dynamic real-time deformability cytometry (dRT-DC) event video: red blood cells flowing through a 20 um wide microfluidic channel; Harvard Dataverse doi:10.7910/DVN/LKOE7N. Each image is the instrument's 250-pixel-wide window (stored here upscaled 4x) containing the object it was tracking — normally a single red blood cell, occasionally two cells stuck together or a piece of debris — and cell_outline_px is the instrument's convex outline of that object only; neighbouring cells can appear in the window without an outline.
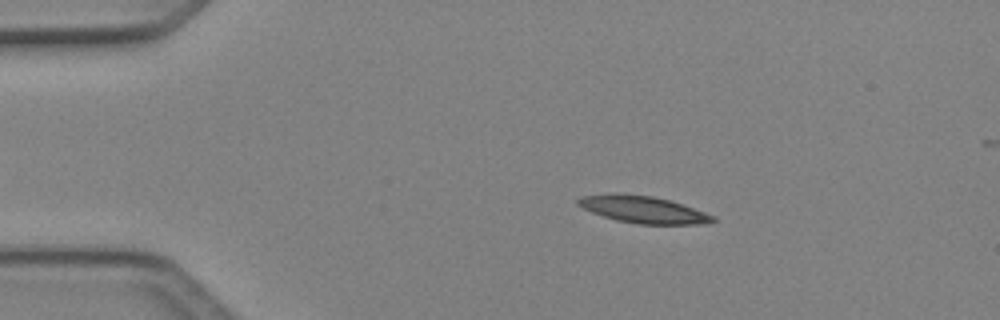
{"species": "Egyptian fruit bat (a non-hibernating species)", "species_latin": "Rousettus aegyptiacus", "temperature_condition": "cold", "stored_images_in_passage": 4, "camera_frame_rate_fps": 3000, "um_per_image_px": 0.085, "animal": {"sex": "female"}, "frame": {"image": 1, "passage_image": 2, "time_ms": 0.333, "image_size_px": [1000, 320], "cell_outline_px": [[716, 220], [704, 224], [636, 224], [616, 220], [592, 212], [576, 204], [576, 200], [580, 196], [652, 196], [668, 200], [716, 216]], "centroid_in_image_um": [54.74, 17.86], "position_along_channel_um": 30.3, "area_um2": 20.17}}
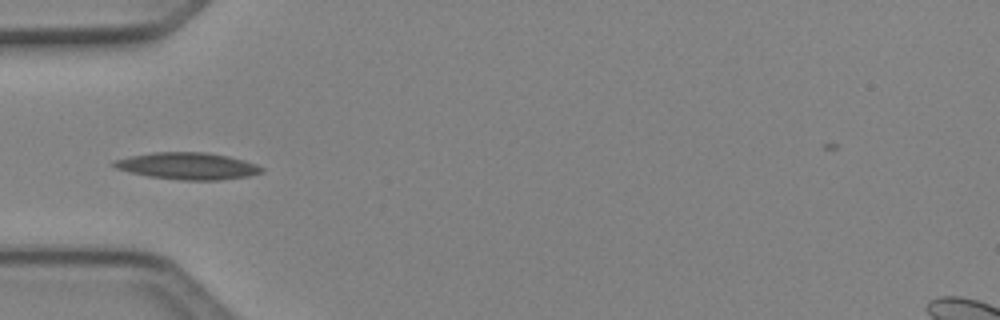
{"frame": {"image": 2, "passage_image": 4, "time_ms": 1.0, "image_size_px": [1000, 320], "cell_outline_px": [[264, 172], [248, 176], [220, 180], [180, 180], [148, 176], [128, 172], [116, 168], [112, 164], [112, 160], [152, 152], [208, 152], [228, 156], [244, 160], [256, 164], [264, 168]], "centroid_in_image_um": [15.96, 14.11], "position_along_channel_um": 69.0, "area_um2": 23.24}}